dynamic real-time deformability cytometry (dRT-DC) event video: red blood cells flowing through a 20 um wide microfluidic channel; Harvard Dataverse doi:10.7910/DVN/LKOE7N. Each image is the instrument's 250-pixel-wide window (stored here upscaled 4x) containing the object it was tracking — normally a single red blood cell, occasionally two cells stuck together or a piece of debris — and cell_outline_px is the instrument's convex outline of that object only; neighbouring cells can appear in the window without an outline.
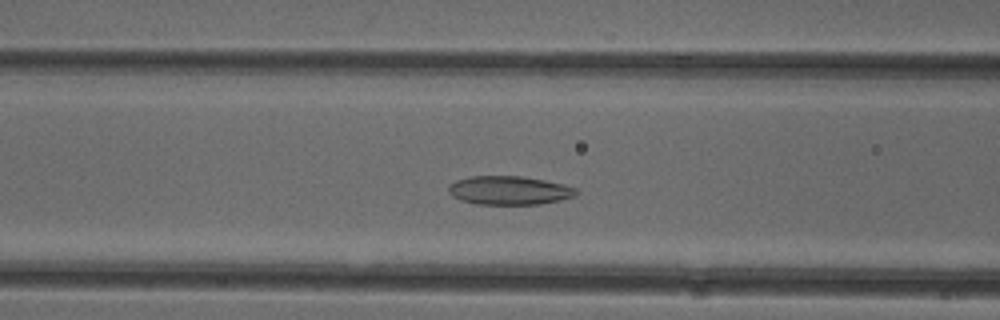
{"species": "common noctule bat (a hibernating species)", "species_latin": "Nyctalus noctula", "temperature_condition": "cold", "stored_images_in_passage": 41, "camera_frame_rate_fps": 3000, "um_per_image_px": 0.085, "animal": {"sex": "female"}, "frame": {"image": 1, "passage_image": 16, "time_ms": 5.0, "image_size_px": [1000, 320], "cell_outline_px": [[580, 192], [576, 196], [560, 200], [540, 204], [476, 204], [460, 200], [452, 196], [448, 192], [448, 188], [456, 180], [468, 176], [520, 176], [544, 180], [564, 184], [576, 188]], "centroid_in_image_um": [43.3, 16.18], "position_along_channel_um": 123.3, "area_um2": 21.44}}
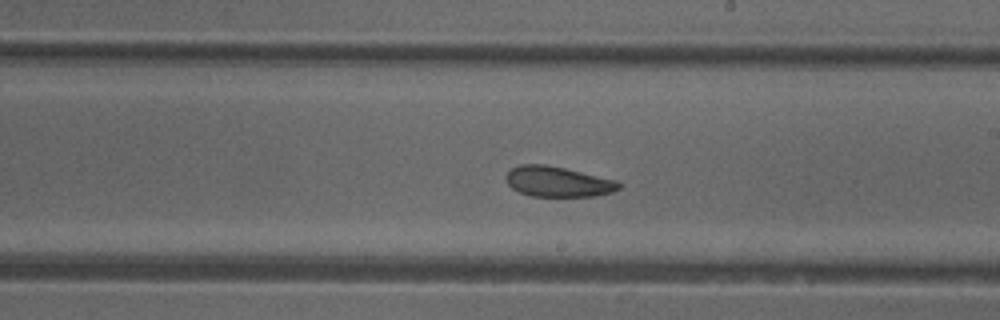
{"frame": {"image": 2, "passage_image": 25, "time_ms": 8.0, "image_size_px": [1000, 320], "cell_outline_px": [[620, 188], [612, 192], [596, 196], [532, 196], [520, 192], [512, 188], [504, 180], [504, 176], [512, 168], [520, 164], [544, 164], [564, 168], [616, 180], [620, 184]], "centroid_in_image_um": [47.38, 15.44], "position_along_channel_um": 241.6, "area_um2": 19.88}}
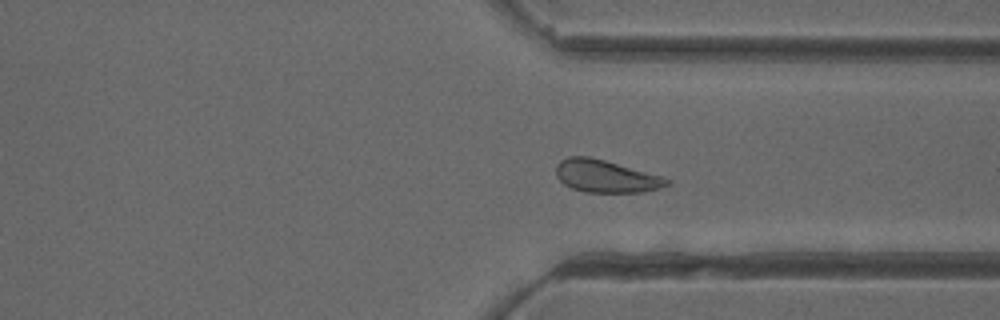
{"frame": {"image": 3, "passage_image": 34, "time_ms": 11.0, "image_size_px": [1000, 320], "cell_outline_px": [[672, 184], [660, 188], [644, 192], [584, 192], [572, 188], [564, 184], [556, 176], [556, 164], [560, 160], [568, 156], [588, 156], [604, 160], [664, 176], [672, 180]], "centroid_in_image_um": [51.53, 14.98], "position_along_channel_um": 359.9, "area_um2": 21.21}, "authors_computed_cell_mechanics": {"area_um2": 21.2126, "velocity_mm_per_s": 3.9471, "shape_relaxation_time_tau1_ms": 4.1099, "shape_relaxation_time_tau2_ms": 4.2276, "deformation_change_tau1": 0.0869, "deformation_change_tau2": 0.104}}